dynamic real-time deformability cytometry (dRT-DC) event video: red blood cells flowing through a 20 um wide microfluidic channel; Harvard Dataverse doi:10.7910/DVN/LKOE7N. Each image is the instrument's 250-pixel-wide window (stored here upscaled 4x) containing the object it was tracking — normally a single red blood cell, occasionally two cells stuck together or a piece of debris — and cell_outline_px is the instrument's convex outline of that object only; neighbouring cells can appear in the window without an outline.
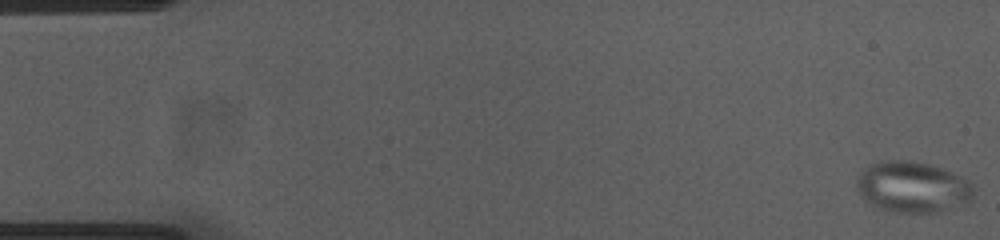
{"species": "common noctule bat (a hibernating species)", "species_latin": "Nyctalus noctula", "temperature_condition": "cold", "stored_images_in_passage": 55, "camera_frame_rate_fps": 3000, "um_per_image_px": 0.085, "animal": {"sex": "female", "body_mass_g": 23.0, "forearm_length_mm": 53.4}, "frame": {"image": 1, "passage_image": 1, "time_ms": 0.0, "image_size_px": [1000, 240], "cell_outline_px": [[972, 200], [936, 212], [888, 212], [876, 208], [864, 200], [856, 188], [856, 180], [860, 172], [868, 164], [880, 160], [908, 160], [928, 164], [944, 168], [964, 176], [972, 184]], "centroid_in_image_um": [77.51, 15.88], "position_along_channel_um": 7.5, "area_um2": 35.14}}
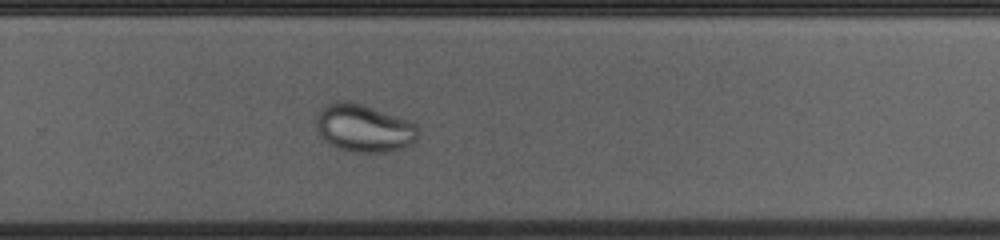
{"frame": {"image": 2, "passage_image": 36, "time_ms": 11.667, "image_size_px": [1000, 240], "cell_outline_px": [[420, 132], [416, 140], [400, 148], [384, 152], [352, 152], [340, 148], [324, 140], [320, 136], [316, 124], [316, 116], [320, 108], [336, 100], [348, 100], [364, 104], [416, 124]], "centroid_in_image_um": [30.89, 10.86], "position_along_channel_um": 298.9, "area_um2": 28.21}}
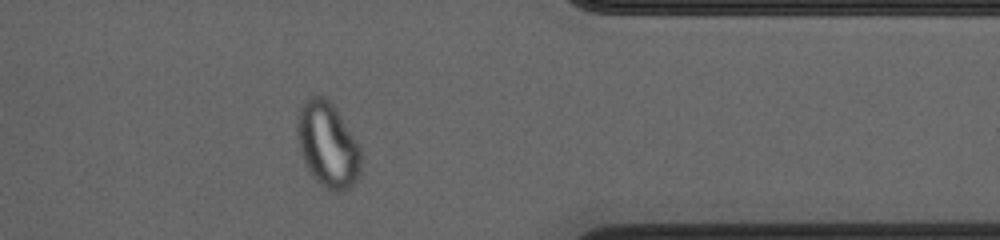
{"frame": {"image": 3, "passage_image": 44, "time_ms": 14.333, "image_size_px": [1000, 240], "cell_outline_px": [[360, 176], [348, 188], [340, 192], [332, 192], [320, 184], [312, 176], [300, 152], [296, 136], [296, 120], [300, 108], [308, 96], [320, 96], [328, 100], [336, 108], [360, 148]], "centroid_in_image_um": [27.82, 12.31], "position_along_channel_um": 383.6, "area_um2": 31.56}}